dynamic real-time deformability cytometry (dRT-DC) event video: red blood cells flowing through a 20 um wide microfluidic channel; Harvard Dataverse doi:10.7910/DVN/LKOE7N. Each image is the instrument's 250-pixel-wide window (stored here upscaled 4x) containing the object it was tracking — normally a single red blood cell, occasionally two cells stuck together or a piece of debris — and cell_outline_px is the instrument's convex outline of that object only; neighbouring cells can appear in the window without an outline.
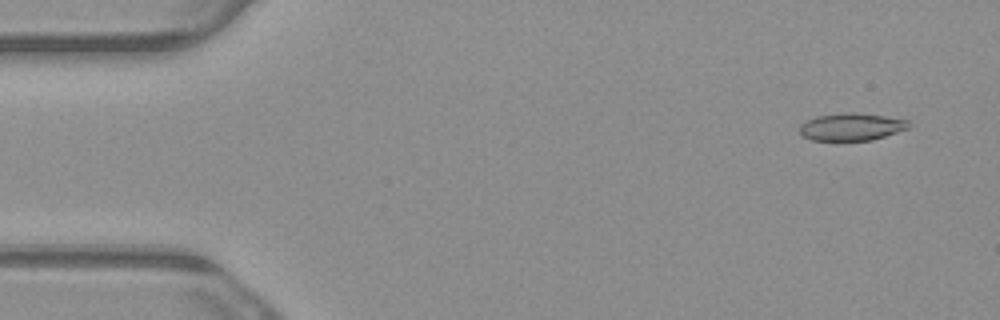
{"species": "common noctule bat (a hibernating species)", "species_latin": "Nyctalus noctula", "temperature_condition": "warm", "stored_images_in_passage": 5, "camera_frame_rate_fps": 3000, "um_per_image_px": 0.085, "animal": {"sex": "male", "body_mass_g": 23.1, "forearm_length_mm": 52.7}, "frame": {"image": 1, "passage_image": 1, "time_ms": 0.0, "image_size_px": [1000, 320], "cell_outline_px": [[908, 128], [872, 140], [812, 140], [804, 136], [800, 132], [800, 124], [816, 116], [844, 112], [856, 112], [884, 116], [908, 120]], "centroid_in_image_um": [72.35, 10.77], "position_along_channel_um": 12.7, "area_um2": 17.22}}
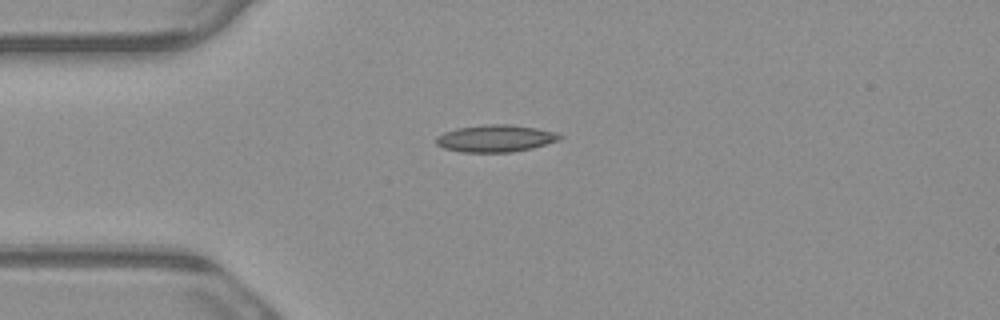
{"frame": {"image": 2, "passage_image": 4, "time_ms": 1.0, "image_size_px": [1000, 320], "cell_outline_px": [[564, 136], [560, 140], [532, 148], [512, 152], [460, 152], [444, 148], [436, 144], [436, 136], [444, 132], [456, 128], [488, 124], [508, 124], [536, 128], [556, 132]], "centroid_in_image_um": [42.12, 11.76], "position_along_channel_um": 42.9, "area_um2": 19.59}}
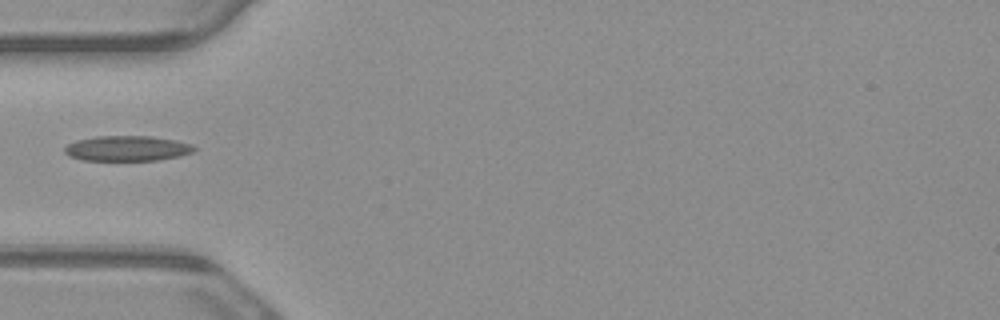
{"frame": {"image": 3, "passage_image": 5, "time_ms": 1.333, "image_size_px": [1000, 320], "cell_outline_px": [[196, 148], [192, 152], [180, 156], [156, 160], [84, 160], [68, 156], [64, 152], [64, 148], [68, 144], [76, 140], [96, 136], [152, 136], [176, 140], [192, 144]], "centroid_in_image_um": [10.8, 12.61], "position_along_channel_um": 74.2, "area_um2": 19.07}}